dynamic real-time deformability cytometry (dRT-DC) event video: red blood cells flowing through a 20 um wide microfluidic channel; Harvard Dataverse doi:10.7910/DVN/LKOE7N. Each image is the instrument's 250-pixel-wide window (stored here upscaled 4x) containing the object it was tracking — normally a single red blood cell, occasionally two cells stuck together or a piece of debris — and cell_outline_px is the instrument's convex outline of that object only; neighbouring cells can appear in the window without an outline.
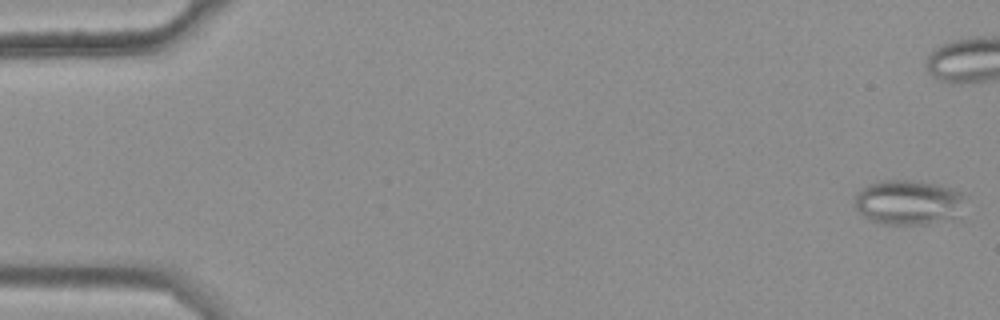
{"species": "common noctule bat (a hibernating species)", "species_latin": "Nyctalus noctula", "temperature_condition": "warm", "stored_images_in_passage": 50, "camera_frame_rate_fps": 3000, "um_per_image_px": 0.085, "animal": {"sex": "female", "body_mass_g": 25.1}, "frame": {"image": 1, "passage_image": 2, "time_ms": 0.333, "image_size_px": [1000, 320], "cell_outline_px": [[960, 220], [924, 224], [884, 224], [868, 220], [856, 208], [856, 192], [860, 188], [868, 184], [880, 180], [912, 180], [936, 184], [952, 188], [960, 192]], "centroid_in_image_um": [77.19, 17.21], "position_along_channel_um": 7.8, "area_um2": 29.02}}
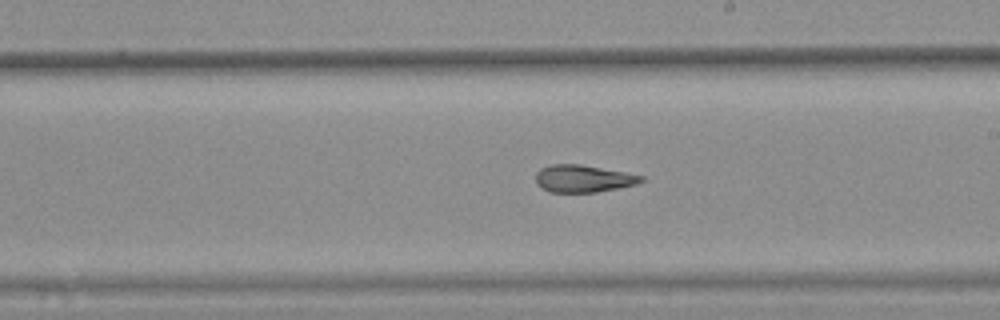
{"frame": {"image": 2, "passage_image": 33, "time_ms": 10.667, "image_size_px": [1000, 320], "cell_outline_px": [[644, 180], [636, 184], [596, 192], [548, 192], [540, 188], [536, 184], [536, 172], [540, 168], [552, 164], [580, 164], [624, 172], [644, 176]], "centroid_in_image_um": [49.52, 15.18], "position_along_channel_um": 239.5, "area_um2": 16.76}}
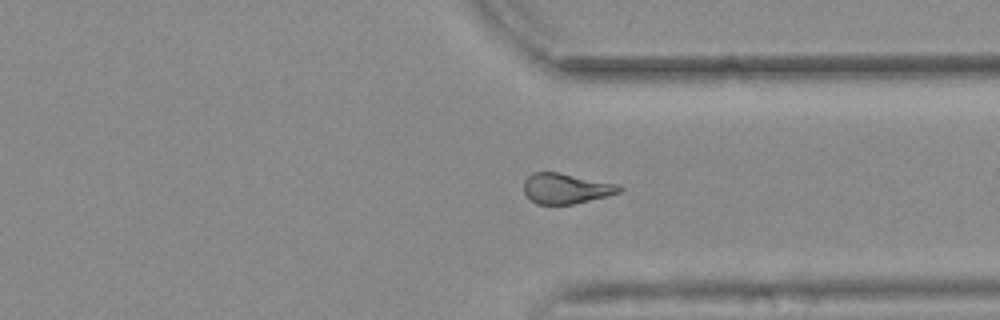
{"frame": {"image": 3, "passage_image": 43, "time_ms": 14.0, "image_size_px": [1000, 320], "cell_outline_px": [[624, 188], [620, 192], [608, 196], [572, 204], [536, 204], [524, 192], [524, 180], [532, 172], [560, 172], [620, 184]], "centroid_in_image_um": [48.14, 16.0], "position_along_channel_um": 363.3, "area_um2": 17.05}, "authors_computed_cell_mechanics": {"area_um2": 18.0047, "velocity_mm_per_s": 3.7045, "shape_relaxation_time_tau1_ms": null, "shape_relaxation_time_tau2_ms": 3.0795, "deformation_change_tau1": null, "deformation_change_tau2": 0.1296}}